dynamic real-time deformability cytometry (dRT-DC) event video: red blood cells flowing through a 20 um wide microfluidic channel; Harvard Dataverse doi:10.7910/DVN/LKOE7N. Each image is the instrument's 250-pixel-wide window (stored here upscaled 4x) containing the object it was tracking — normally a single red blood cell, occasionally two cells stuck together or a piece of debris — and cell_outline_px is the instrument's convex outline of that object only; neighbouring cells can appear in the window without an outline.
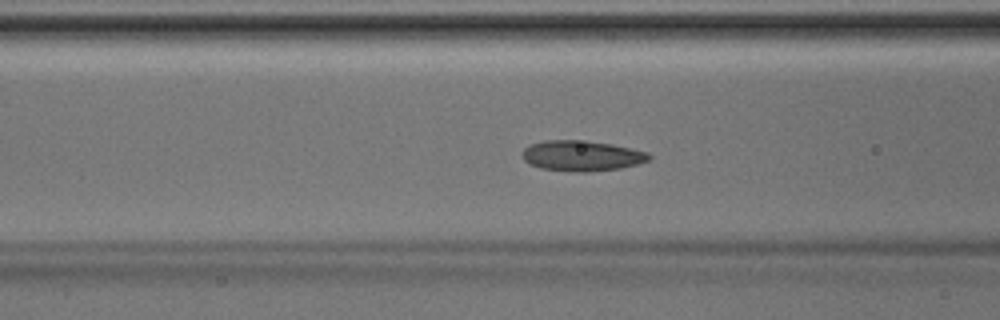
{"species": "Egyptian fruit bat (a non-hibernating species)", "species_latin": "Rousettus aegyptiacus", "temperature_condition": "room temperature", "stored_images_in_passage": 34, "camera_frame_rate_fps": 3000, "um_per_image_px": 0.085, "animal": {"sex": "male"}, "frame": {"image": 1, "passage_image": 5, "time_ms": 1.333, "image_size_px": [1000, 320], "cell_outline_px": [[652, 156], [648, 160], [636, 164], [620, 168], [588, 172], [576, 172], [540, 168], [528, 164], [524, 160], [520, 152], [528, 144], [544, 140], [588, 140], [612, 144], [648, 152]], "centroid_in_image_um": [49.39, 13.23], "position_along_channel_um": 117.2, "area_um2": 22.77}}
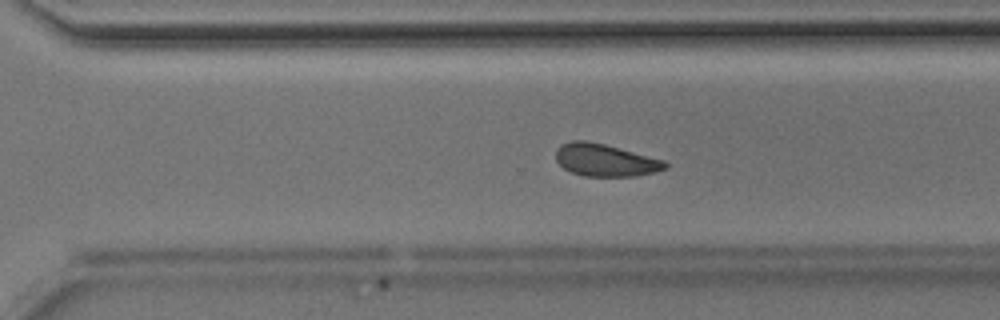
{"frame": {"image": 2, "passage_image": 19, "time_ms": 6.0, "image_size_px": [1000, 320], "cell_outline_px": [[668, 168], [656, 172], [636, 176], [584, 176], [572, 172], [564, 168], [556, 160], [556, 148], [560, 144], [572, 140], [584, 140], [604, 144], [664, 160], [668, 164]], "centroid_in_image_um": [51.44, 13.61], "position_along_channel_um": 319.2, "area_um2": 20.63}}
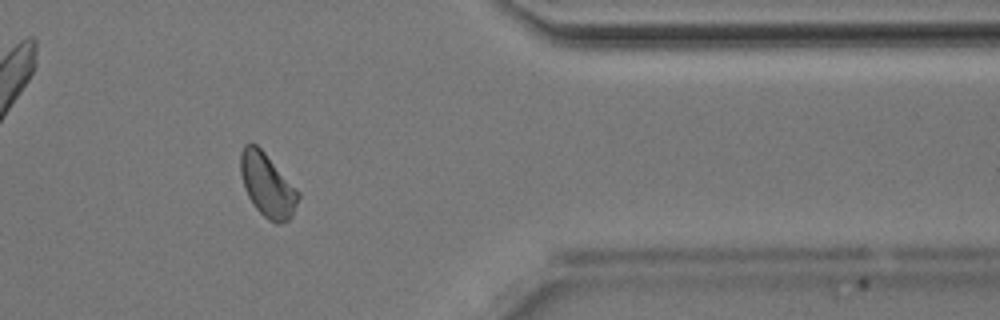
{"frame": {"image": 3, "passage_image": 25, "time_ms": 8.0, "image_size_px": [1000, 320], "cell_outline_px": [[300, 196], [292, 216], [288, 220], [280, 224], [276, 224], [268, 220], [252, 204], [244, 188], [240, 172], [240, 152], [244, 144], [256, 144], [264, 152], [300, 192]], "centroid_in_image_um": [22.72, 15.75], "position_along_channel_um": 388.7, "area_um2": 21.33}}